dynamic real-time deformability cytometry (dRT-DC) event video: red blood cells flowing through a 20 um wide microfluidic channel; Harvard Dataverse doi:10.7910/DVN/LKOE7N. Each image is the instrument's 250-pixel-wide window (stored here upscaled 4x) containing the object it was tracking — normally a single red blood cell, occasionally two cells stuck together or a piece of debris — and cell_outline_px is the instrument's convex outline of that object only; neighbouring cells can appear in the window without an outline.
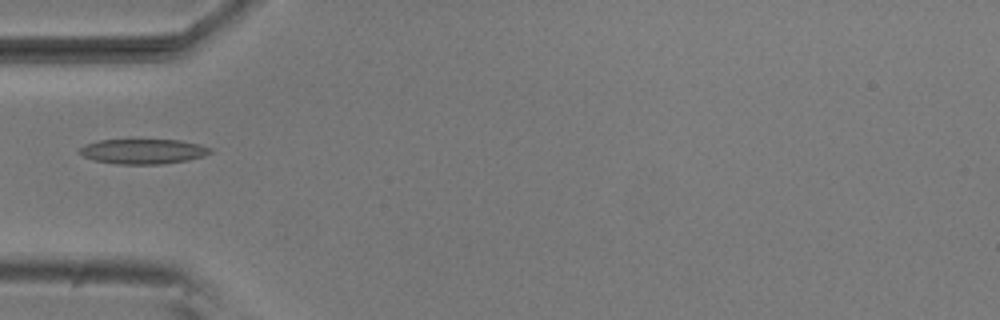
{"species": "common noctule bat (a hibernating species)", "species_latin": "Nyctalus noctula", "temperature_condition": "room temperature", "stored_images_in_passage": 6, "camera_frame_rate_fps": 3000, "um_per_image_px": 0.085, "animal": {"sex": "male", "body_mass_g": 20.5, "forearm_length_mm": 52.5}, "frame": {"image": 1, "passage_image": 5, "time_ms": 1.333, "image_size_px": [1000, 320], "cell_outline_px": [[212, 152], [204, 156], [188, 160], [164, 164], [116, 164], [96, 160], [84, 156], [76, 152], [84, 144], [100, 140], [180, 140], [200, 144], [212, 148]], "centroid_in_image_um": [12.18, 12.87], "position_along_channel_um": 72.8, "area_um2": 19.07}}
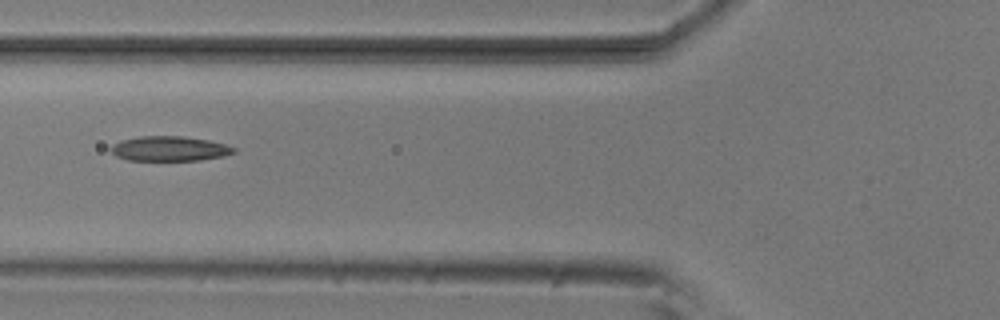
{"frame": {"image": 2, "passage_image": 6, "time_ms": 1.667, "image_size_px": [1000, 320], "cell_outline_px": [[236, 152], [224, 156], [200, 160], [128, 160], [116, 156], [108, 148], [112, 144], [120, 140], [140, 136], [184, 136], [208, 140], [224, 144], [236, 148]], "centroid_in_image_um": [14.38, 12.63], "position_along_channel_um": 111.4, "area_um2": 17.86}}